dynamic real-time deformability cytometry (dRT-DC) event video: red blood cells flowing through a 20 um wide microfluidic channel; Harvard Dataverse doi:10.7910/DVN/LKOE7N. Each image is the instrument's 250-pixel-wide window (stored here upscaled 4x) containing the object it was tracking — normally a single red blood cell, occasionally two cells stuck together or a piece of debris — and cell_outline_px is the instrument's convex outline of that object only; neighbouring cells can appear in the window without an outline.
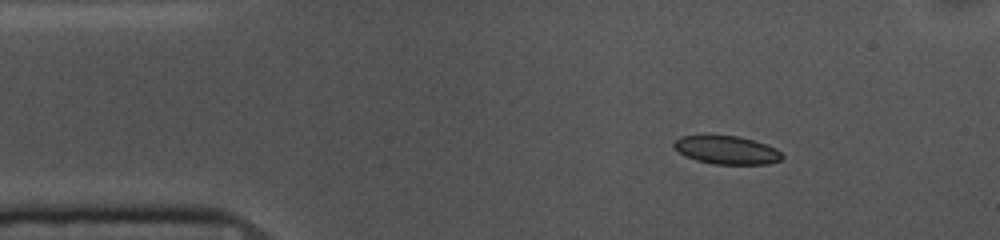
{"species": "common noctule bat (a hibernating species)", "species_latin": "Nyctalus noctula", "temperature_condition": "cold", "stored_images_in_passage": 47, "camera_frame_rate_fps": 3000, "um_per_image_px": 0.085, "animal": {"sex": "female", "body_mass_g": 10.0, "forearm_length_mm": 53.1}, "frame": {"image": 1, "passage_image": 1, "time_ms": 0.0, "image_size_px": [1000, 240], "cell_outline_px": [[784, 156], [780, 160], [768, 164], [716, 164], [696, 160], [684, 156], [672, 144], [680, 136], [740, 136], [776, 148]], "centroid_in_image_um": [61.78, 12.76], "position_along_channel_um": 23.2, "area_um2": 17.57}}
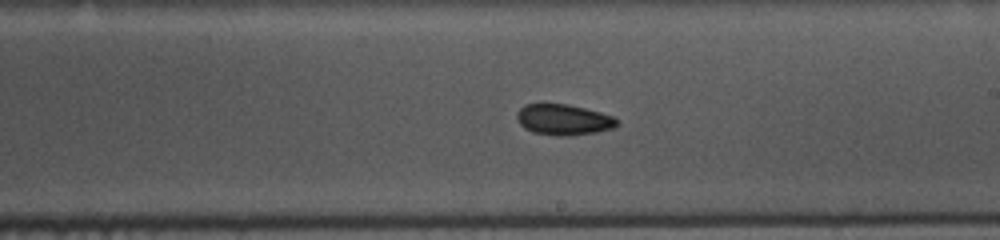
{"frame": {"image": 2, "passage_image": 23, "time_ms": 7.333, "image_size_px": [1000, 240], "cell_outline_px": [[620, 124], [612, 128], [596, 132], [572, 136], [556, 136], [532, 132], [524, 128], [520, 124], [516, 116], [516, 112], [524, 104], [568, 104], [600, 112], [612, 116], [620, 120]], "centroid_in_image_um": [47.9, 10.18], "position_along_channel_um": 241.1, "area_um2": 18.15}}
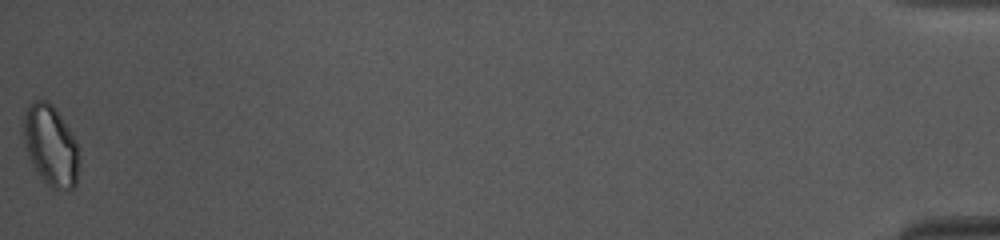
{"frame": {"image": 3, "passage_image": 47, "time_ms": 15.333, "image_size_px": [1000, 240], "cell_outline_px": [[76, 184], [68, 192], [52, 188], [44, 180], [32, 164], [28, 156], [24, 136], [24, 112], [28, 104], [32, 100], [48, 100], [56, 108], [76, 140]], "centroid_in_image_um": [4.28, 12.33], "position_along_channel_um": 430.9, "area_um2": 25.66}, "authors_computed_cell_mechanics": {"area_um2": 18.1492, "velocity_mm_per_s": 3.6904, "shape_relaxation_time_tau1_ms": 5.6003, "shape_relaxation_time_tau2_ms": 3.52, "deformation_change_tau1": 0.0885, "deformation_change_tau2": 0.0788}}